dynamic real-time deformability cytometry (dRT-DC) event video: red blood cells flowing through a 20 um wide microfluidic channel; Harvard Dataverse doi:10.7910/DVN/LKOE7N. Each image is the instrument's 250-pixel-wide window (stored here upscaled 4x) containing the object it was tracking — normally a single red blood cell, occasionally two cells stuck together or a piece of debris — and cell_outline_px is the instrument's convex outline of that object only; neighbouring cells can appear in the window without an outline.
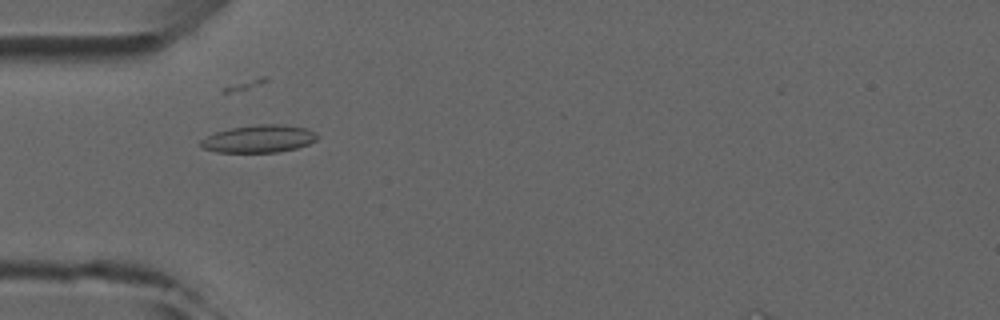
{"species": "common noctule bat (a hibernating species)", "species_latin": "Nyctalus noctula", "temperature_condition": "room temperature", "stored_images_in_passage": 7, "camera_frame_rate_fps": 3000, "um_per_image_px": 0.085, "animal": {"sex": "male", "forearm_length_mm": 52.5}, "frame": {"image": 1, "passage_image": 5, "time_ms": 4.333, "image_size_px": [1000, 320], "cell_outline_px": [[320, 136], [316, 140], [308, 144], [296, 148], [276, 152], [216, 152], [204, 148], [200, 144], [200, 140], [216, 132], [232, 128], [256, 124], [280, 124], [304, 128], [316, 132]], "centroid_in_image_um": [22.03, 11.79], "position_along_channel_um": 63.0, "area_um2": 18.55}}
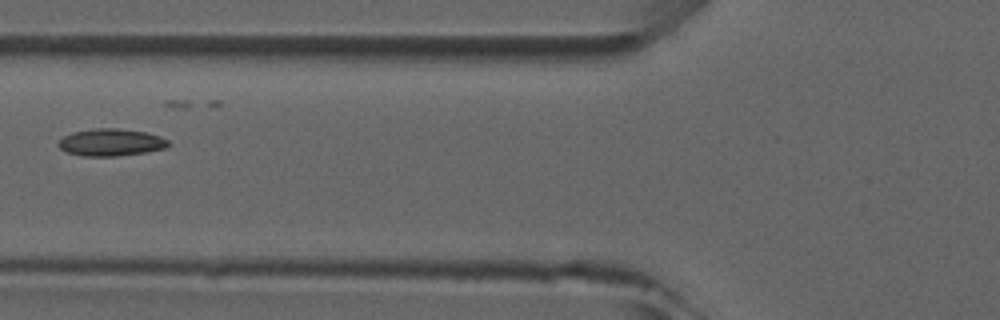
{"frame": {"image": 2, "passage_image": 6, "time_ms": 5.667, "image_size_px": [1000, 320], "cell_outline_px": [[168, 144], [164, 148], [144, 152], [116, 156], [84, 156], [68, 152], [60, 148], [56, 144], [64, 136], [72, 132], [96, 128], [116, 128], [148, 132], [160, 136], [168, 140]], "centroid_in_image_um": [9.41, 12.09], "position_along_channel_um": 116.4, "area_um2": 17.28}}
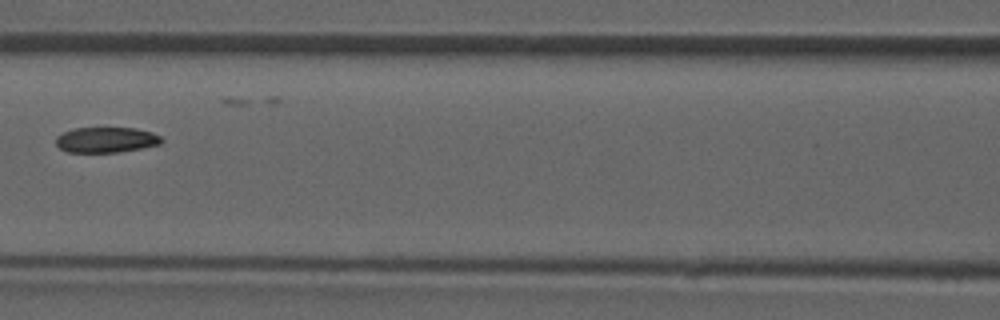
{"frame": {"image": 3, "passage_image": 7, "time_ms": 6.667, "image_size_px": [1000, 320], "cell_outline_px": [[164, 140], [160, 144], [140, 148], [116, 152], [68, 152], [60, 148], [56, 144], [56, 136], [64, 132], [76, 128], [136, 128], [152, 132], [160, 136]], "centroid_in_image_um": [9.03, 11.88], "position_along_channel_um": 157.6, "area_um2": 15.55}}